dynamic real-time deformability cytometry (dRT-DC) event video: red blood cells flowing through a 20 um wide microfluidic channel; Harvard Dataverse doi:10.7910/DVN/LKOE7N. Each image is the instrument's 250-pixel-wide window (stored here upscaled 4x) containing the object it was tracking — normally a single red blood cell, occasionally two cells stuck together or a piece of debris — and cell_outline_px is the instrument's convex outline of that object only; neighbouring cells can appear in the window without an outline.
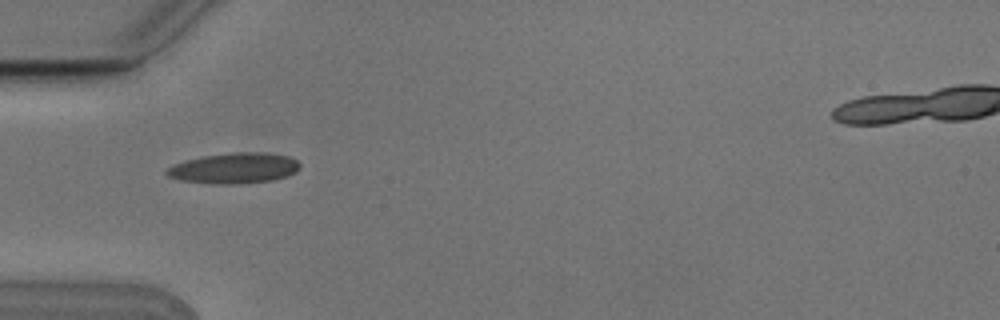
{"species": "Egyptian fruit bat (a non-hibernating species)", "species_latin": "Rousettus aegyptiacus", "temperature_condition": "cold", "stored_images_in_passage": 6, "camera_frame_rate_fps": 3000, "um_per_image_px": 0.085, "animal": {"sex": "male"}, "frame": {"image": 1, "passage_image": 5, "time_ms": 1.333, "image_size_px": [1000, 320], "cell_outline_px": [[300, 168], [296, 172], [288, 176], [272, 180], [236, 184], [212, 184], [184, 180], [168, 176], [164, 172], [168, 168], [184, 160], [204, 156], [236, 152], [268, 152], [288, 156], [296, 160], [300, 164]], "centroid_in_image_um": [19.95, 14.29], "position_along_channel_um": 65.0, "area_um2": 23.7}}